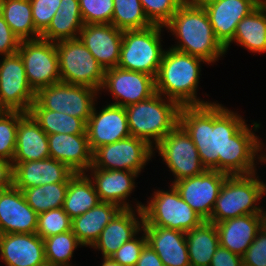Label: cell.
Returning a JSON list of instances; mask_svg holds the SVG:
<instances>
[{"label": "cell", "mask_w": 266, "mask_h": 266, "mask_svg": "<svg viewBox=\"0 0 266 266\" xmlns=\"http://www.w3.org/2000/svg\"><path fill=\"white\" fill-rule=\"evenodd\" d=\"M84 174L75 173L69 179L62 208L72 220L100 202L94 184Z\"/></svg>", "instance_id": "cell-32"}, {"label": "cell", "mask_w": 266, "mask_h": 266, "mask_svg": "<svg viewBox=\"0 0 266 266\" xmlns=\"http://www.w3.org/2000/svg\"><path fill=\"white\" fill-rule=\"evenodd\" d=\"M97 91L87 86L60 81L40 89L36 93L35 100L44 109L66 113L87 123L94 107L93 99Z\"/></svg>", "instance_id": "cell-10"}, {"label": "cell", "mask_w": 266, "mask_h": 266, "mask_svg": "<svg viewBox=\"0 0 266 266\" xmlns=\"http://www.w3.org/2000/svg\"><path fill=\"white\" fill-rule=\"evenodd\" d=\"M0 13L20 41L40 38L34 26L30 0H0Z\"/></svg>", "instance_id": "cell-33"}, {"label": "cell", "mask_w": 266, "mask_h": 266, "mask_svg": "<svg viewBox=\"0 0 266 266\" xmlns=\"http://www.w3.org/2000/svg\"><path fill=\"white\" fill-rule=\"evenodd\" d=\"M78 38L104 70L119 64L123 31L113 24H85Z\"/></svg>", "instance_id": "cell-18"}, {"label": "cell", "mask_w": 266, "mask_h": 266, "mask_svg": "<svg viewBox=\"0 0 266 266\" xmlns=\"http://www.w3.org/2000/svg\"><path fill=\"white\" fill-rule=\"evenodd\" d=\"M46 263L70 266L74 249L81 243L72 230L43 239Z\"/></svg>", "instance_id": "cell-37"}, {"label": "cell", "mask_w": 266, "mask_h": 266, "mask_svg": "<svg viewBox=\"0 0 266 266\" xmlns=\"http://www.w3.org/2000/svg\"><path fill=\"white\" fill-rule=\"evenodd\" d=\"M187 1L192 3V4L204 7L205 5H207L211 2L217 1V0H187Z\"/></svg>", "instance_id": "cell-50"}, {"label": "cell", "mask_w": 266, "mask_h": 266, "mask_svg": "<svg viewBox=\"0 0 266 266\" xmlns=\"http://www.w3.org/2000/svg\"><path fill=\"white\" fill-rule=\"evenodd\" d=\"M216 225L220 246L242 256L265 224V214H247Z\"/></svg>", "instance_id": "cell-23"}, {"label": "cell", "mask_w": 266, "mask_h": 266, "mask_svg": "<svg viewBox=\"0 0 266 266\" xmlns=\"http://www.w3.org/2000/svg\"><path fill=\"white\" fill-rule=\"evenodd\" d=\"M56 49L61 82L101 89L105 70L79 38L58 41Z\"/></svg>", "instance_id": "cell-7"}, {"label": "cell", "mask_w": 266, "mask_h": 266, "mask_svg": "<svg viewBox=\"0 0 266 266\" xmlns=\"http://www.w3.org/2000/svg\"><path fill=\"white\" fill-rule=\"evenodd\" d=\"M254 174L226 177L208 222L219 223L247 214H265L254 204L265 194L266 184Z\"/></svg>", "instance_id": "cell-5"}, {"label": "cell", "mask_w": 266, "mask_h": 266, "mask_svg": "<svg viewBox=\"0 0 266 266\" xmlns=\"http://www.w3.org/2000/svg\"><path fill=\"white\" fill-rule=\"evenodd\" d=\"M72 229V219L63 208H54L38 214L36 234L42 239Z\"/></svg>", "instance_id": "cell-39"}, {"label": "cell", "mask_w": 266, "mask_h": 266, "mask_svg": "<svg viewBox=\"0 0 266 266\" xmlns=\"http://www.w3.org/2000/svg\"><path fill=\"white\" fill-rule=\"evenodd\" d=\"M50 158L66 164L75 173H84L93 164L87 134L48 135Z\"/></svg>", "instance_id": "cell-22"}, {"label": "cell", "mask_w": 266, "mask_h": 266, "mask_svg": "<svg viewBox=\"0 0 266 266\" xmlns=\"http://www.w3.org/2000/svg\"><path fill=\"white\" fill-rule=\"evenodd\" d=\"M191 266H210L219 247V234L214 223L204 221L185 233Z\"/></svg>", "instance_id": "cell-30"}, {"label": "cell", "mask_w": 266, "mask_h": 266, "mask_svg": "<svg viewBox=\"0 0 266 266\" xmlns=\"http://www.w3.org/2000/svg\"><path fill=\"white\" fill-rule=\"evenodd\" d=\"M81 16L85 24H112L113 0H79Z\"/></svg>", "instance_id": "cell-40"}, {"label": "cell", "mask_w": 266, "mask_h": 266, "mask_svg": "<svg viewBox=\"0 0 266 266\" xmlns=\"http://www.w3.org/2000/svg\"><path fill=\"white\" fill-rule=\"evenodd\" d=\"M155 147L175 175L174 182L202 174L206 170L194 142L180 124Z\"/></svg>", "instance_id": "cell-11"}, {"label": "cell", "mask_w": 266, "mask_h": 266, "mask_svg": "<svg viewBox=\"0 0 266 266\" xmlns=\"http://www.w3.org/2000/svg\"><path fill=\"white\" fill-rule=\"evenodd\" d=\"M14 186L13 163L0 159V190Z\"/></svg>", "instance_id": "cell-47"}, {"label": "cell", "mask_w": 266, "mask_h": 266, "mask_svg": "<svg viewBox=\"0 0 266 266\" xmlns=\"http://www.w3.org/2000/svg\"><path fill=\"white\" fill-rule=\"evenodd\" d=\"M210 266H243L242 256L219 245L212 257Z\"/></svg>", "instance_id": "cell-46"}, {"label": "cell", "mask_w": 266, "mask_h": 266, "mask_svg": "<svg viewBox=\"0 0 266 266\" xmlns=\"http://www.w3.org/2000/svg\"><path fill=\"white\" fill-rule=\"evenodd\" d=\"M112 24L119 30H140L153 24L146 17L140 0H113Z\"/></svg>", "instance_id": "cell-36"}, {"label": "cell", "mask_w": 266, "mask_h": 266, "mask_svg": "<svg viewBox=\"0 0 266 266\" xmlns=\"http://www.w3.org/2000/svg\"><path fill=\"white\" fill-rule=\"evenodd\" d=\"M83 26L79 0H61L56 14L40 38L51 42L77 39V33Z\"/></svg>", "instance_id": "cell-29"}, {"label": "cell", "mask_w": 266, "mask_h": 266, "mask_svg": "<svg viewBox=\"0 0 266 266\" xmlns=\"http://www.w3.org/2000/svg\"><path fill=\"white\" fill-rule=\"evenodd\" d=\"M12 163L14 187L21 191L44 184L69 183L75 174L66 164L53 158Z\"/></svg>", "instance_id": "cell-20"}, {"label": "cell", "mask_w": 266, "mask_h": 266, "mask_svg": "<svg viewBox=\"0 0 266 266\" xmlns=\"http://www.w3.org/2000/svg\"><path fill=\"white\" fill-rule=\"evenodd\" d=\"M228 174L206 169L202 174L173 182L180 197L205 221L212 214L221 186Z\"/></svg>", "instance_id": "cell-14"}, {"label": "cell", "mask_w": 266, "mask_h": 266, "mask_svg": "<svg viewBox=\"0 0 266 266\" xmlns=\"http://www.w3.org/2000/svg\"><path fill=\"white\" fill-rule=\"evenodd\" d=\"M29 114L47 135L50 134H87L86 123L61 112L44 109L36 100L32 103Z\"/></svg>", "instance_id": "cell-34"}, {"label": "cell", "mask_w": 266, "mask_h": 266, "mask_svg": "<svg viewBox=\"0 0 266 266\" xmlns=\"http://www.w3.org/2000/svg\"><path fill=\"white\" fill-rule=\"evenodd\" d=\"M61 0H30L36 30L42 34L56 14Z\"/></svg>", "instance_id": "cell-42"}, {"label": "cell", "mask_w": 266, "mask_h": 266, "mask_svg": "<svg viewBox=\"0 0 266 266\" xmlns=\"http://www.w3.org/2000/svg\"><path fill=\"white\" fill-rule=\"evenodd\" d=\"M150 245L164 266H191L185 232L161 226H142Z\"/></svg>", "instance_id": "cell-24"}, {"label": "cell", "mask_w": 266, "mask_h": 266, "mask_svg": "<svg viewBox=\"0 0 266 266\" xmlns=\"http://www.w3.org/2000/svg\"><path fill=\"white\" fill-rule=\"evenodd\" d=\"M38 214L28 205L20 189L0 190V235L36 233Z\"/></svg>", "instance_id": "cell-19"}, {"label": "cell", "mask_w": 266, "mask_h": 266, "mask_svg": "<svg viewBox=\"0 0 266 266\" xmlns=\"http://www.w3.org/2000/svg\"><path fill=\"white\" fill-rule=\"evenodd\" d=\"M50 158L48 135L27 113L18 124L15 155L12 162L39 161Z\"/></svg>", "instance_id": "cell-26"}, {"label": "cell", "mask_w": 266, "mask_h": 266, "mask_svg": "<svg viewBox=\"0 0 266 266\" xmlns=\"http://www.w3.org/2000/svg\"><path fill=\"white\" fill-rule=\"evenodd\" d=\"M162 27L123 31L118 67L156 77L164 53L160 43Z\"/></svg>", "instance_id": "cell-6"}, {"label": "cell", "mask_w": 266, "mask_h": 266, "mask_svg": "<svg viewBox=\"0 0 266 266\" xmlns=\"http://www.w3.org/2000/svg\"><path fill=\"white\" fill-rule=\"evenodd\" d=\"M17 52L23 60L28 83L35 93L61 81L55 42L42 38L23 40Z\"/></svg>", "instance_id": "cell-9"}, {"label": "cell", "mask_w": 266, "mask_h": 266, "mask_svg": "<svg viewBox=\"0 0 266 266\" xmlns=\"http://www.w3.org/2000/svg\"><path fill=\"white\" fill-rule=\"evenodd\" d=\"M89 169L94 171L95 181L93 183L95 182L94 186L100 202H110L116 204L121 209L131 208L123 200L128 197L134 188L135 182H133V179L137 177L138 173L127 170Z\"/></svg>", "instance_id": "cell-27"}, {"label": "cell", "mask_w": 266, "mask_h": 266, "mask_svg": "<svg viewBox=\"0 0 266 266\" xmlns=\"http://www.w3.org/2000/svg\"><path fill=\"white\" fill-rule=\"evenodd\" d=\"M161 94L155 93L143 101L125 107L131 136L146 141L150 146L154 138L157 145L179 124L181 106L168 99L164 102Z\"/></svg>", "instance_id": "cell-4"}, {"label": "cell", "mask_w": 266, "mask_h": 266, "mask_svg": "<svg viewBox=\"0 0 266 266\" xmlns=\"http://www.w3.org/2000/svg\"><path fill=\"white\" fill-rule=\"evenodd\" d=\"M263 0H217L204 6L216 39L228 50L237 24Z\"/></svg>", "instance_id": "cell-17"}, {"label": "cell", "mask_w": 266, "mask_h": 266, "mask_svg": "<svg viewBox=\"0 0 266 266\" xmlns=\"http://www.w3.org/2000/svg\"><path fill=\"white\" fill-rule=\"evenodd\" d=\"M147 244V237L144 232V236L140 239L132 238L130 241L125 242L115 253L111 255V258L119 263L121 266H136L139 260L140 254Z\"/></svg>", "instance_id": "cell-43"}, {"label": "cell", "mask_w": 266, "mask_h": 266, "mask_svg": "<svg viewBox=\"0 0 266 266\" xmlns=\"http://www.w3.org/2000/svg\"><path fill=\"white\" fill-rule=\"evenodd\" d=\"M243 266H266V224L242 255Z\"/></svg>", "instance_id": "cell-44"}, {"label": "cell", "mask_w": 266, "mask_h": 266, "mask_svg": "<svg viewBox=\"0 0 266 266\" xmlns=\"http://www.w3.org/2000/svg\"><path fill=\"white\" fill-rule=\"evenodd\" d=\"M41 266H58V265H53V264H50V263H45V264H43Z\"/></svg>", "instance_id": "cell-51"}, {"label": "cell", "mask_w": 266, "mask_h": 266, "mask_svg": "<svg viewBox=\"0 0 266 266\" xmlns=\"http://www.w3.org/2000/svg\"><path fill=\"white\" fill-rule=\"evenodd\" d=\"M0 254L7 266H41L46 263L44 242L36 233L1 234Z\"/></svg>", "instance_id": "cell-21"}, {"label": "cell", "mask_w": 266, "mask_h": 266, "mask_svg": "<svg viewBox=\"0 0 266 266\" xmlns=\"http://www.w3.org/2000/svg\"><path fill=\"white\" fill-rule=\"evenodd\" d=\"M86 133L92 152L102 145L130 137L125 107L109 104L99 114L93 107Z\"/></svg>", "instance_id": "cell-16"}, {"label": "cell", "mask_w": 266, "mask_h": 266, "mask_svg": "<svg viewBox=\"0 0 266 266\" xmlns=\"http://www.w3.org/2000/svg\"><path fill=\"white\" fill-rule=\"evenodd\" d=\"M232 41L252 52H266V0L237 24Z\"/></svg>", "instance_id": "cell-31"}, {"label": "cell", "mask_w": 266, "mask_h": 266, "mask_svg": "<svg viewBox=\"0 0 266 266\" xmlns=\"http://www.w3.org/2000/svg\"><path fill=\"white\" fill-rule=\"evenodd\" d=\"M152 146L134 136L114 143L102 145L93 152L90 168L105 170H127L139 173L151 158Z\"/></svg>", "instance_id": "cell-13"}, {"label": "cell", "mask_w": 266, "mask_h": 266, "mask_svg": "<svg viewBox=\"0 0 266 266\" xmlns=\"http://www.w3.org/2000/svg\"><path fill=\"white\" fill-rule=\"evenodd\" d=\"M20 42L0 13V54L6 56L16 53Z\"/></svg>", "instance_id": "cell-45"}, {"label": "cell", "mask_w": 266, "mask_h": 266, "mask_svg": "<svg viewBox=\"0 0 266 266\" xmlns=\"http://www.w3.org/2000/svg\"><path fill=\"white\" fill-rule=\"evenodd\" d=\"M120 209L116 204L99 202L84 214L74 218L71 230L82 246H93L102 230Z\"/></svg>", "instance_id": "cell-28"}, {"label": "cell", "mask_w": 266, "mask_h": 266, "mask_svg": "<svg viewBox=\"0 0 266 266\" xmlns=\"http://www.w3.org/2000/svg\"><path fill=\"white\" fill-rule=\"evenodd\" d=\"M170 190L154 192L149 205L142 207V226H161L185 233L200 226L205 220L180 197L173 185Z\"/></svg>", "instance_id": "cell-8"}, {"label": "cell", "mask_w": 266, "mask_h": 266, "mask_svg": "<svg viewBox=\"0 0 266 266\" xmlns=\"http://www.w3.org/2000/svg\"><path fill=\"white\" fill-rule=\"evenodd\" d=\"M204 59L170 48L164 51L155 77L156 93L166 94L180 106L211 104L196 98L200 63Z\"/></svg>", "instance_id": "cell-3"}, {"label": "cell", "mask_w": 266, "mask_h": 266, "mask_svg": "<svg viewBox=\"0 0 266 266\" xmlns=\"http://www.w3.org/2000/svg\"><path fill=\"white\" fill-rule=\"evenodd\" d=\"M138 204L137 212L141 222L137 221L132 208L120 209L112 220L102 230L98 240L92 247L102 250L103 257H111L125 242L135 238V234L140 231L143 223L142 207Z\"/></svg>", "instance_id": "cell-25"}, {"label": "cell", "mask_w": 266, "mask_h": 266, "mask_svg": "<svg viewBox=\"0 0 266 266\" xmlns=\"http://www.w3.org/2000/svg\"><path fill=\"white\" fill-rule=\"evenodd\" d=\"M185 0H140L144 13L153 25L165 26Z\"/></svg>", "instance_id": "cell-41"}, {"label": "cell", "mask_w": 266, "mask_h": 266, "mask_svg": "<svg viewBox=\"0 0 266 266\" xmlns=\"http://www.w3.org/2000/svg\"><path fill=\"white\" fill-rule=\"evenodd\" d=\"M68 183H50L22 190L28 205L37 213L62 208Z\"/></svg>", "instance_id": "cell-35"}, {"label": "cell", "mask_w": 266, "mask_h": 266, "mask_svg": "<svg viewBox=\"0 0 266 266\" xmlns=\"http://www.w3.org/2000/svg\"><path fill=\"white\" fill-rule=\"evenodd\" d=\"M136 266H164V264L153 248L146 244L140 254Z\"/></svg>", "instance_id": "cell-48"}, {"label": "cell", "mask_w": 266, "mask_h": 266, "mask_svg": "<svg viewBox=\"0 0 266 266\" xmlns=\"http://www.w3.org/2000/svg\"><path fill=\"white\" fill-rule=\"evenodd\" d=\"M101 88L109 89L116 101L124 99L111 103L123 107L143 101L156 93L155 77L118 66L105 70Z\"/></svg>", "instance_id": "cell-15"}, {"label": "cell", "mask_w": 266, "mask_h": 266, "mask_svg": "<svg viewBox=\"0 0 266 266\" xmlns=\"http://www.w3.org/2000/svg\"><path fill=\"white\" fill-rule=\"evenodd\" d=\"M35 98L20 54L6 55L0 62V109L29 113Z\"/></svg>", "instance_id": "cell-12"}, {"label": "cell", "mask_w": 266, "mask_h": 266, "mask_svg": "<svg viewBox=\"0 0 266 266\" xmlns=\"http://www.w3.org/2000/svg\"><path fill=\"white\" fill-rule=\"evenodd\" d=\"M181 44L173 49L204 59L208 64L222 56L226 50L216 39L213 28L202 6L185 0L165 25Z\"/></svg>", "instance_id": "cell-2"}, {"label": "cell", "mask_w": 266, "mask_h": 266, "mask_svg": "<svg viewBox=\"0 0 266 266\" xmlns=\"http://www.w3.org/2000/svg\"><path fill=\"white\" fill-rule=\"evenodd\" d=\"M241 117L219 104L181 106L179 124L194 142L202 165L228 175L255 173L257 136Z\"/></svg>", "instance_id": "cell-1"}, {"label": "cell", "mask_w": 266, "mask_h": 266, "mask_svg": "<svg viewBox=\"0 0 266 266\" xmlns=\"http://www.w3.org/2000/svg\"><path fill=\"white\" fill-rule=\"evenodd\" d=\"M103 258H104V261L102 263V266H121L119 263H117L111 257H103Z\"/></svg>", "instance_id": "cell-49"}, {"label": "cell", "mask_w": 266, "mask_h": 266, "mask_svg": "<svg viewBox=\"0 0 266 266\" xmlns=\"http://www.w3.org/2000/svg\"><path fill=\"white\" fill-rule=\"evenodd\" d=\"M26 114L22 111L2 110L0 112V159L12 162L18 124Z\"/></svg>", "instance_id": "cell-38"}]
</instances>
